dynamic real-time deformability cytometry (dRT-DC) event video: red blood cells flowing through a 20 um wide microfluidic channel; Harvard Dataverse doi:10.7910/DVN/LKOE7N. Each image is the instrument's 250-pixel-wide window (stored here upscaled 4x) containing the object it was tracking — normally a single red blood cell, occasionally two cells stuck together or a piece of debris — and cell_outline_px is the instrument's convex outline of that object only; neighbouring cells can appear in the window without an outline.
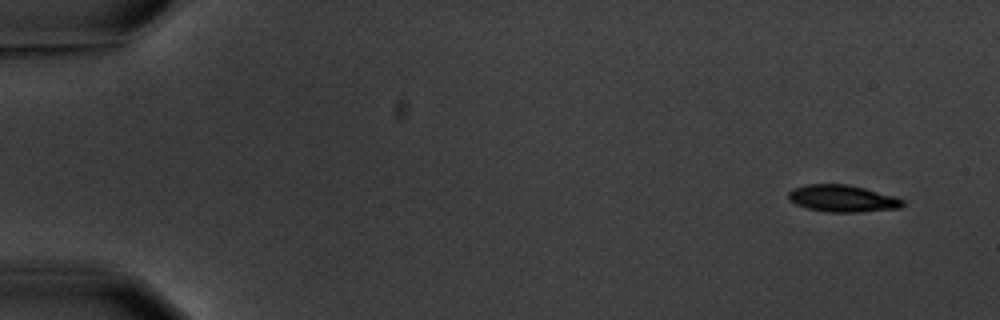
{"species": "common noctule bat (a hibernating species)", "species_latin": "Nyctalus noctula", "temperature_condition": "warm", "stored_images_in_passage": 5, "camera_frame_rate_fps": 3000, "um_per_image_px": 0.085, "animal": {"sex": "male", "body_mass_g": 20.1, "forearm_length_mm": 53.5}, "frame": {"image": 1, "passage_image": 1, "time_ms": 0.0, "image_size_px": [1000, 320], "cell_outline_px": [[904, 204], [900, 208], [856, 212], [828, 212], [808, 208], [796, 204], [788, 200], [788, 192], [792, 188], [808, 184], [848, 184], [896, 196], [904, 200]], "centroid_in_image_um": [71.6, 16.86], "position_along_channel_um": 13.4, "area_um2": 17.98}}
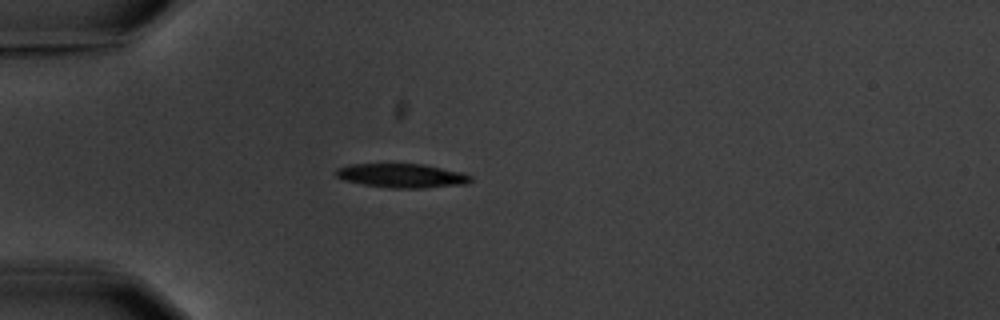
{"frame": {"image": 2, "passage_image": 5, "time_ms": 4.333, "image_size_px": [1000, 320], "cell_outline_px": [[472, 180], [468, 184], [424, 188], [388, 188], [364, 184], [344, 180], [336, 176], [336, 168], [348, 164], [424, 164], [460, 172], [472, 176]], "centroid_in_image_um": [34.16, 14.93], "position_along_channel_um": 50.8, "area_um2": 18.9}}